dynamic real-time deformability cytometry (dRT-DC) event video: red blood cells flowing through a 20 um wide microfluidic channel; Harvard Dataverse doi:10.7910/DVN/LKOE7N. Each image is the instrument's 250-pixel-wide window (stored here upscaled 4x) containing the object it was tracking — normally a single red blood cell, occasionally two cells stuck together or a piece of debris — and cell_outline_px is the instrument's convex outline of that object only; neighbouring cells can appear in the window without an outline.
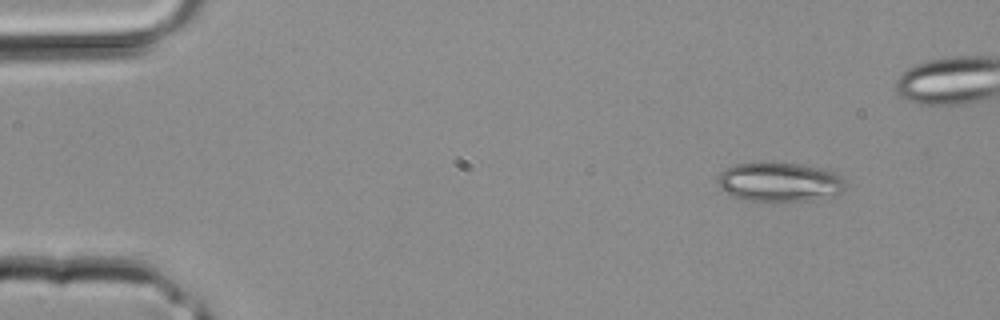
{"species": "common noctule bat (a hibernating species)", "species_latin": "Nyctalus noctula", "temperature_condition": "room temperature", "stored_images_in_passage": 4, "camera_frame_rate_fps": 3000, "um_per_image_px": 0.085, "animal": {"sex": "male", "body_mass_g": 20.4}, "frame": {"image": 1, "passage_image": 4, "time_ms": 1.0, "image_size_px": [1000, 320], "cell_outline_px": [[848, 188], [840, 196], [808, 200], [748, 200], [732, 196], [716, 184], [720, 172], [732, 164], [764, 160], [796, 164], [824, 168], [836, 172], [848, 184]], "centroid_in_image_um": [66.32, 15.43], "position_along_channel_um": 18.7, "area_um2": 30.06}}